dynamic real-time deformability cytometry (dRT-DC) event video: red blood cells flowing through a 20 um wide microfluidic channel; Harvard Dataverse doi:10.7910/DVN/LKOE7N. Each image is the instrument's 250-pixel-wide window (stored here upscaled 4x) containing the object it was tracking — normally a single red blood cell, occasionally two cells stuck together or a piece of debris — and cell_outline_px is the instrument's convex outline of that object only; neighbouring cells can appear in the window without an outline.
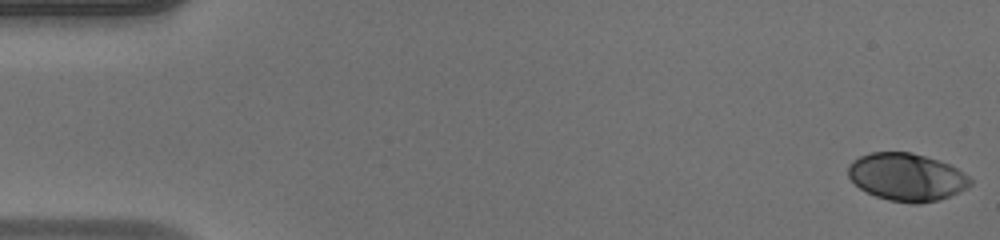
{"species": "human", "species_latin": "Homo sapiens", "temperature_condition": "warm", "stored_images_in_passage": 49, "camera_frame_rate_fps": 3000, "um_per_image_px": 0.085, "donor": {"sex": "male"}, "frame": {"image": 1, "passage_image": 1, "time_ms": 0.0, "image_size_px": [1000, 240], "cell_outline_px": [[972, 184], [968, 188], [960, 192], [940, 200], [920, 204], [912, 204], [888, 200], [876, 196], [860, 188], [848, 176], [848, 164], [852, 160], [860, 156], [872, 152], [912, 152], [948, 164], [964, 172], [972, 180]], "centroid_in_image_um": [77.08, 15.06], "position_along_channel_um": 7.9, "area_um2": 34.04}}
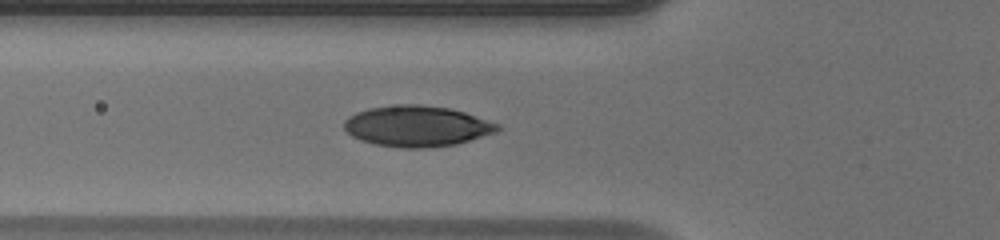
{"frame": {"image": 2, "passage_image": 18, "time_ms": 5.667, "image_size_px": [1000, 240], "cell_outline_px": [[500, 128], [496, 132], [456, 144], [424, 148], [400, 148], [376, 144], [360, 140], [352, 136], [344, 128], [344, 120], [348, 116], [356, 112], [368, 108], [400, 104], [420, 104], [452, 108], [500, 124]], "centroid_in_image_um": [35.42, 10.71], "position_along_channel_um": 90.4, "area_um2": 36.59}}
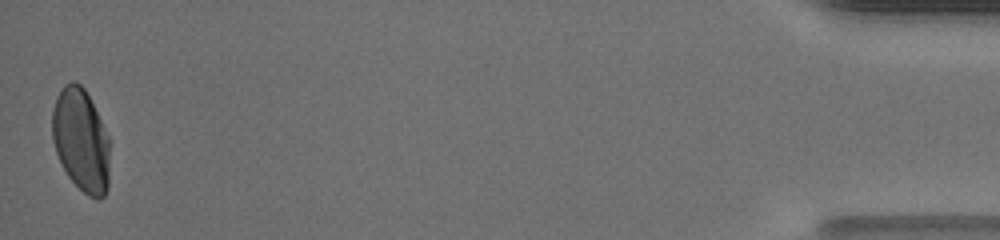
{"frame": {"image": 3, "passage_image": 49, "time_ms": 16.0, "image_size_px": [1000, 240], "cell_outline_px": [[108, 188], [104, 196], [100, 200], [96, 200], [88, 196], [68, 176], [56, 152], [52, 140], [52, 108], [56, 96], [60, 88], [64, 84], [72, 80], [76, 80], [84, 88], [108, 136]], "centroid_in_image_um": [6.86, 11.9], "position_along_channel_um": 428.3, "area_um2": 34.39}, "authors_computed_cell_mechanics": {"area_um2": 34.5644, "velocity_mm_per_s": 4.1712, "shape_relaxation_time_tau1_ms": 3.837, "shape_relaxation_time_tau2_ms": null, "deformation_change_tau1": 0.1937, "deformation_change_tau2": null}}